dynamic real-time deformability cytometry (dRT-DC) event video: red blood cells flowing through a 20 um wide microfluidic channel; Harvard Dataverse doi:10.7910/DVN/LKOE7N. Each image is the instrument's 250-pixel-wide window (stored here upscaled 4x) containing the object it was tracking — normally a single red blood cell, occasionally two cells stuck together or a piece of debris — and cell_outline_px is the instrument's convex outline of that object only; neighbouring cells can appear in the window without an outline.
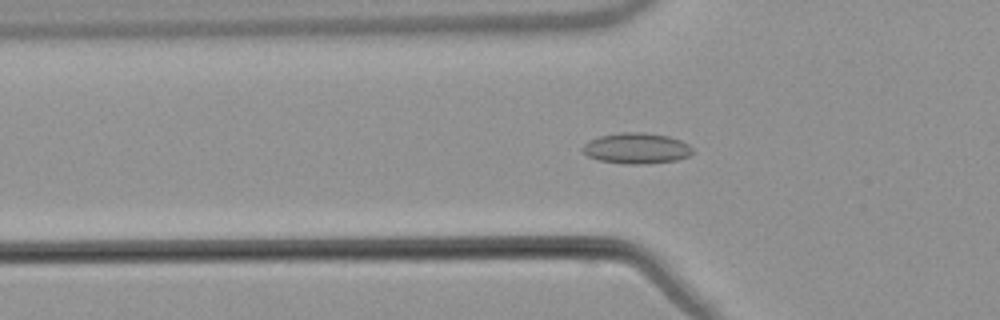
{"species": "common noctule bat (a hibernating species)", "species_latin": "Nyctalus noctula", "temperature_condition": "warm", "stored_images_in_passage": 55, "camera_frame_rate_fps": 3000, "um_per_image_px": 0.085, "animal": {"sex": "male", "body_mass_g": 21.5, "forearm_length_mm": 52.0}, "frame": {"image": 1, "passage_image": 19, "time_ms": 6.0, "image_size_px": [1000, 320], "cell_outline_px": [[692, 152], [688, 156], [676, 160], [648, 164], [624, 164], [600, 160], [588, 156], [580, 152], [580, 148], [584, 144], [600, 136], [620, 132], [644, 132], [668, 136], [680, 140], [688, 144], [692, 148]], "centroid_in_image_um": [54.08, 12.61], "position_along_channel_um": 71.7, "area_um2": 19.77}}
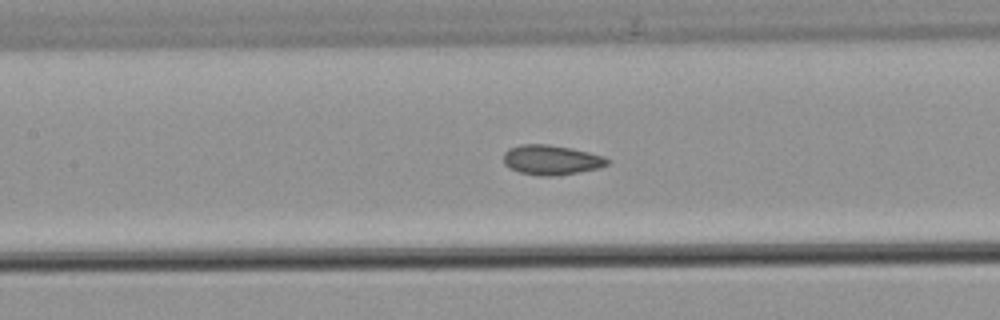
{"frame": {"image": 2, "passage_image": 26, "time_ms": 8.333, "image_size_px": [1000, 320], "cell_outline_px": [[608, 164], [600, 168], [556, 176], [540, 176], [520, 172], [508, 168], [504, 164], [504, 152], [508, 148], [520, 144], [548, 144], [588, 152], [604, 156], [608, 160]], "centroid_in_image_um": [46.82, 13.6], "position_along_channel_um": 160.6, "area_um2": 18.03}}
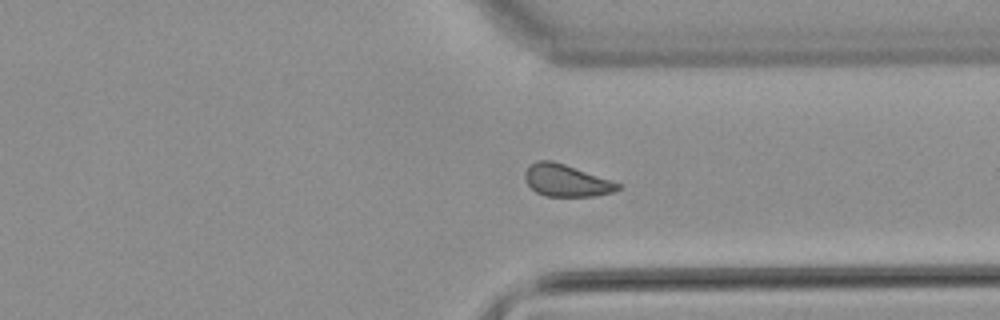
{"frame": {"image": 3, "passage_image": 42, "time_ms": 13.667, "image_size_px": [1000, 320], "cell_outline_px": [[624, 184], [620, 188], [612, 192], [596, 196], [544, 196], [536, 192], [528, 184], [524, 176], [524, 172], [536, 160], [552, 160]], "centroid_in_image_um": [48.16, 15.35], "position_along_channel_um": 363.2, "area_um2": 17.34}, "authors_computed_cell_mechanics": {"area_um2": 18.0336, "velocity_mm_per_s": 3.8011, "shape_relaxation_time_tau1_ms": null, "shape_relaxation_time_tau2_ms": 2.2052, "deformation_change_tau1": null, "deformation_change_tau2": 0.077}}